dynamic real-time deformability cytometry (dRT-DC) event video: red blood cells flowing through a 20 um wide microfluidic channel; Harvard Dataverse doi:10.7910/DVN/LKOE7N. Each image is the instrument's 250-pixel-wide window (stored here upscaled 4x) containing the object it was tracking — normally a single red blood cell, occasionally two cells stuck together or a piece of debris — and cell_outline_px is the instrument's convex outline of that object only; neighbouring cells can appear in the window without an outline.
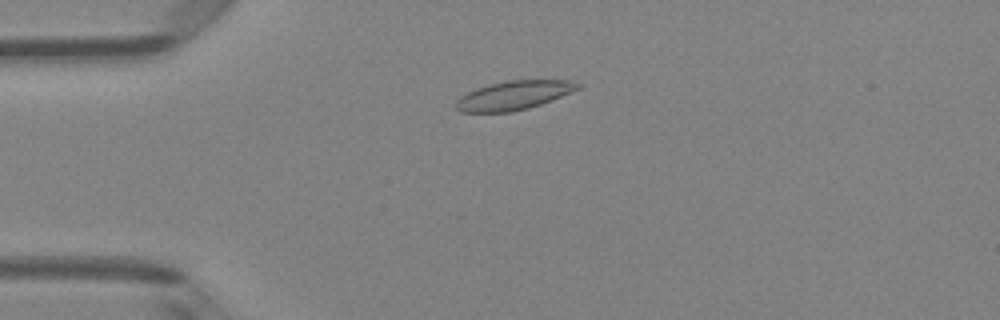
{"species": "Egyptian fruit bat (a non-hibernating species)", "species_latin": "Rousettus aegyptiacus", "temperature_condition": "room temperature", "stored_images_in_passage": 4, "camera_frame_rate_fps": 3000, "um_per_image_px": 0.085, "animal": {"sex": "female"}, "frame": {"image": 1, "passage_image": 3, "time_ms": 2.333, "image_size_px": [1000, 320], "cell_outline_px": [[580, 88], [552, 100], [528, 108], [512, 112], [460, 112], [456, 108], [456, 100], [460, 96], [476, 88], [488, 84], [508, 80], [572, 80], [580, 84]], "centroid_in_image_um": [43.66, 8.1], "position_along_channel_um": 41.3, "area_um2": 20.52}}